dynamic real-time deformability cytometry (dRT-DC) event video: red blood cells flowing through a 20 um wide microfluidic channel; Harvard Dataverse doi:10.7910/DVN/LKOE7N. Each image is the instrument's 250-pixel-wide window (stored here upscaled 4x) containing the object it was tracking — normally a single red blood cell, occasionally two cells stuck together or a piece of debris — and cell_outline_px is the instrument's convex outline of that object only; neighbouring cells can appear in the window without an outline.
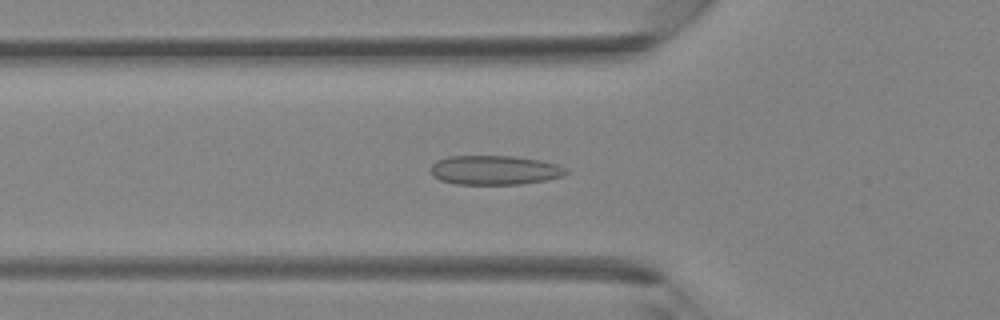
{"species": "Egyptian fruit bat (a non-hibernating species)", "species_latin": "Rousettus aegyptiacus", "temperature_condition": "room temperature", "stored_images_in_passage": 41, "camera_frame_rate_fps": 3000, "um_per_image_px": 0.085, "animal": {"sex": "female"}, "frame": {"image": 1, "passage_image": 15, "time_ms": 4.667, "image_size_px": [1000, 320], "cell_outline_px": [[568, 172], [564, 176], [544, 180], [520, 184], [456, 184], [440, 180], [432, 176], [428, 168], [436, 160], [448, 156], [512, 156], [540, 160], [560, 164], [568, 168]], "centroid_in_image_um": [42.03, 14.45], "position_along_channel_um": 83.8, "area_um2": 23.41}}
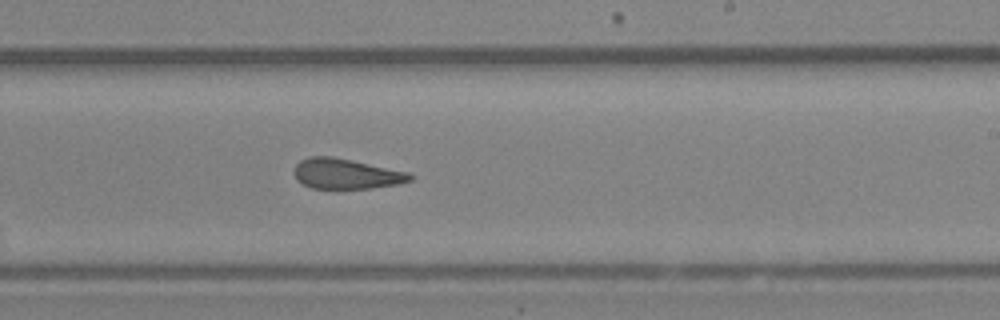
{"frame": {"image": 2, "passage_image": 26, "time_ms": 8.333, "image_size_px": [1000, 320], "cell_outline_px": [[416, 176], [412, 180], [400, 184], [372, 188], [312, 188], [296, 180], [292, 172], [296, 164], [300, 160], [308, 156], [332, 156], [408, 172]], "centroid_in_image_um": [29.41, 14.77], "position_along_channel_um": 259.6, "area_um2": 20.58}}
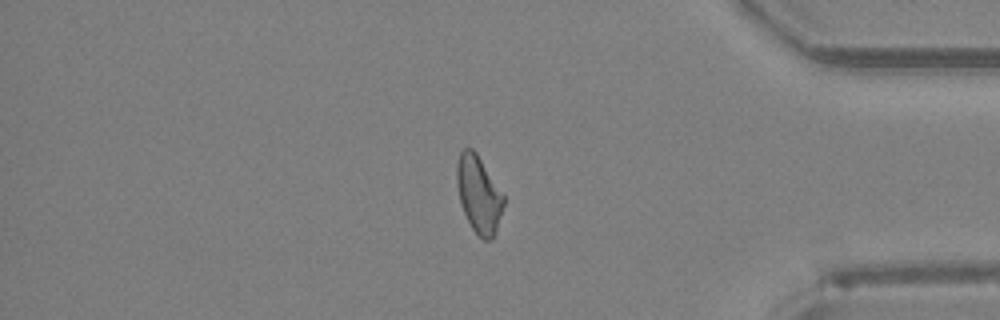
{"frame": {"image": 3, "passage_image": 36, "time_ms": 11.667, "image_size_px": [1000, 320], "cell_outline_px": [[504, 204], [496, 232], [492, 240], [484, 240], [472, 228], [464, 212], [460, 200], [456, 184], [456, 164], [460, 152], [464, 148], [472, 148], [476, 152], [504, 196]], "centroid_in_image_um": [40.68, 16.51], "position_along_channel_um": 394.5, "area_um2": 20.81}}